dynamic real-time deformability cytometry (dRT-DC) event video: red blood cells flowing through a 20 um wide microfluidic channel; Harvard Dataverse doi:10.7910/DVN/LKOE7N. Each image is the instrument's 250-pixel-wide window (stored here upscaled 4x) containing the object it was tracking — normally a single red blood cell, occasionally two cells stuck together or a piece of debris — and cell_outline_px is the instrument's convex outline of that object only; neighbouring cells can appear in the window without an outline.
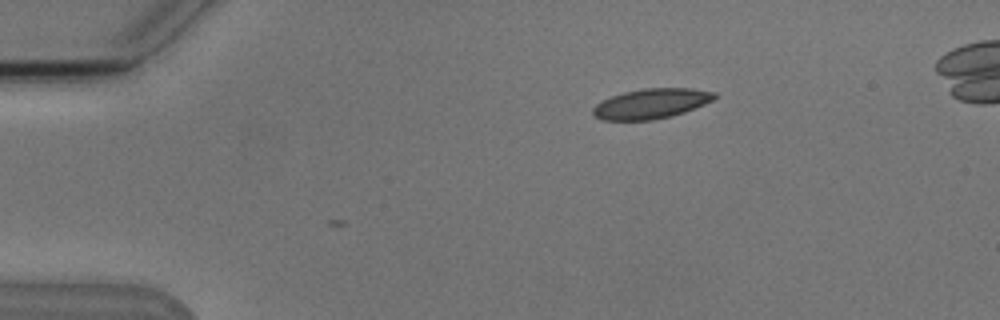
{"species": "Egyptian fruit bat (a non-hibernating species)", "species_latin": "Rousettus aegyptiacus", "temperature_condition": "cold", "stored_images_in_passage": 3, "camera_frame_rate_fps": 3000, "um_per_image_px": 0.085, "animal": {"sex": "male"}, "frame": {"image": 1, "passage_image": 3, "time_ms": 2.333, "image_size_px": [1000, 320], "cell_outline_px": [[716, 96], [712, 100], [704, 104], [684, 112], [672, 116], [652, 120], [600, 120], [592, 112], [592, 108], [596, 104], [612, 96], [624, 92], [644, 88], [692, 88], [716, 92]], "centroid_in_image_um": [55.35, 8.81], "position_along_channel_um": 29.6, "area_um2": 21.15}}